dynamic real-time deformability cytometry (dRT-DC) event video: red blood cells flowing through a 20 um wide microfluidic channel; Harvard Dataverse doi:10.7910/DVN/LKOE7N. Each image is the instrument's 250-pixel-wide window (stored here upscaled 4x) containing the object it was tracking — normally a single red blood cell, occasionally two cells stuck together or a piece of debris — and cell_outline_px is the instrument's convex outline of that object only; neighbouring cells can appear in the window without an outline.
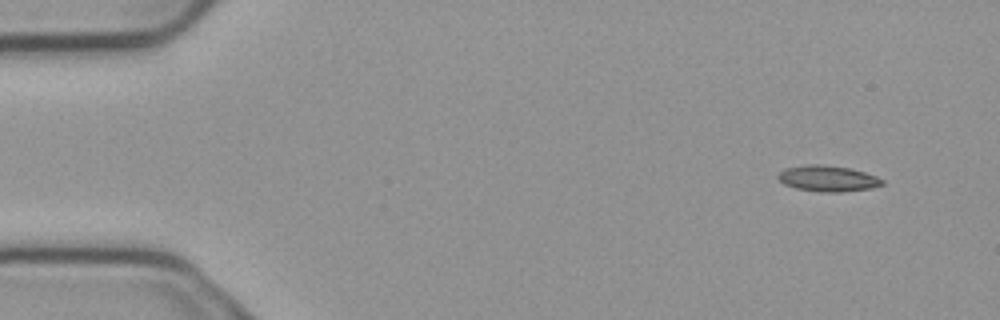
{"species": "common noctule bat (a hibernating species)", "species_latin": "Nyctalus noctula", "temperature_condition": "cold", "stored_images_in_passage": 3, "camera_frame_rate_fps": 3000, "um_per_image_px": 0.085, "animal": {"sex": "male", "body_mass_g": 23.1, "forearm_length_mm": 52.7}, "frame": {"image": 1, "passage_image": 1, "time_ms": 0.0, "image_size_px": [1000, 320], "cell_outline_px": [[884, 184], [872, 188], [840, 192], [824, 192], [796, 188], [784, 184], [776, 176], [784, 168], [808, 164], [824, 164], [852, 168], [876, 176], [884, 180]], "centroid_in_image_um": [70.37, 15.16], "position_along_channel_um": 14.6, "area_um2": 15.84}}